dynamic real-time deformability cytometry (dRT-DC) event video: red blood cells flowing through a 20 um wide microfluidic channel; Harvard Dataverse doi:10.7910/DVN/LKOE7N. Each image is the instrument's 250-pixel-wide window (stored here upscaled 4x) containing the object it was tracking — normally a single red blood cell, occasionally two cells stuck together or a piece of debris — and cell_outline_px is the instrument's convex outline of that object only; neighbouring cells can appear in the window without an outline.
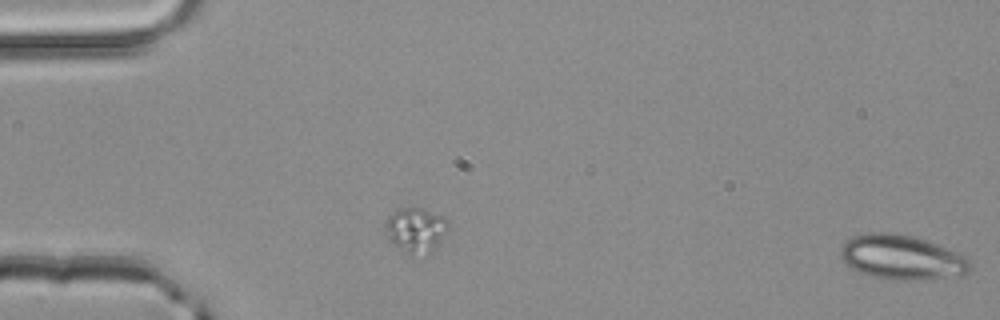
{"species": "common noctule bat (a hibernating species)", "species_latin": "Nyctalus noctula", "temperature_condition": "room temperature", "stored_images_in_passage": 3, "camera_frame_rate_fps": 3000, "um_per_image_px": 0.085, "animal": {"sex": "male", "body_mass_g": 20.4}, "frame": {"image": 1, "passage_image": 1, "time_ms": 0.0, "image_size_px": [1000, 320], "cell_outline_px": [[972, 268], [964, 276], [912, 280], [884, 280], [860, 272], [852, 268], [840, 256], [840, 248], [852, 236], [868, 232], [892, 232], [912, 236], [936, 244], [956, 252], [972, 260]], "centroid_in_image_um": [76.69, 21.89], "position_along_channel_um": 8.3, "area_um2": 33.87}}